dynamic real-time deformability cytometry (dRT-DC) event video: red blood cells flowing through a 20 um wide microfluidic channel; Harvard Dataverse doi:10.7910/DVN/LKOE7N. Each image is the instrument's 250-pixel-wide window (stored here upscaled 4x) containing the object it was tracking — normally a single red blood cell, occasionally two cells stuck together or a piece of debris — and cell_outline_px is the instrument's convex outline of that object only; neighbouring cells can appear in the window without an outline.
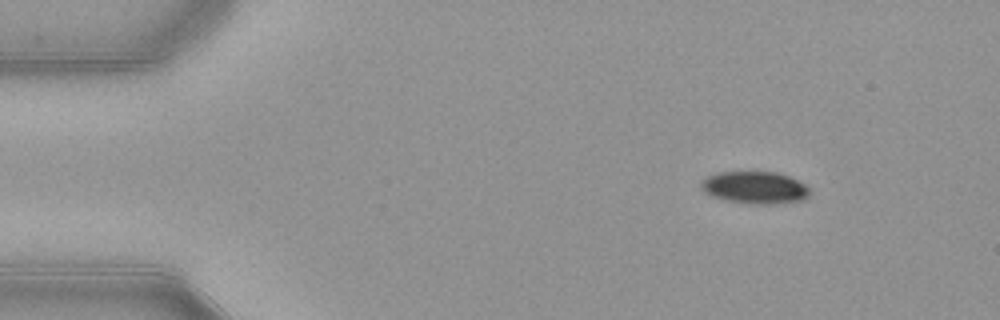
{"species": "common noctule bat (a hibernating species)", "species_latin": "Nyctalus noctula", "temperature_condition": "warm", "stored_images_in_passage": 48, "segment_of_instrument_passage": [1, 2], "camera_frame_rate_fps": 3000, "um_per_image_px": 0.085, "animal": {"sex": "female", "body_mass_g": 21.9}, "frame": {"image": 1, "passage_image": 1, "time_ms": 0.0, "image_size_px": [1000, 320], "cell_outline_px": [[808, 196], [804, 200], [776, 204], [752, 204], [728, 200], [712, 196], [704, 192], [700, 184], [708, 176], [720, 172], [776, 172], [788, 176], [804, 184], [808, 188]], "centroid_in_image_um": [64.17, 15.95], "position_along_channel_um": 20.8, "area_um2": 20.17}}
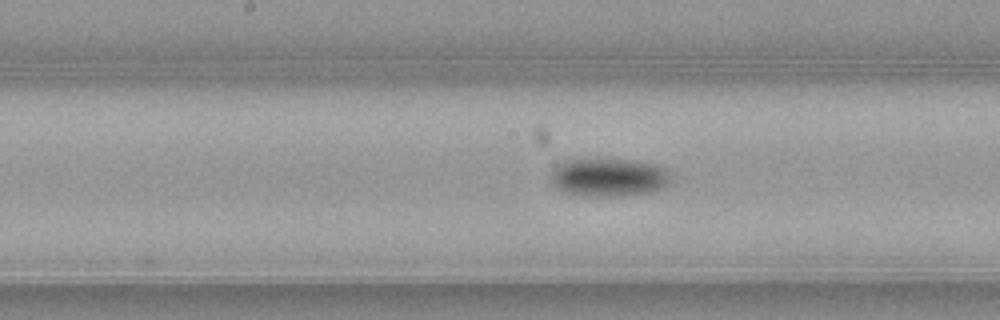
{"frame": {"image": 2, "passage_image": 21, "time_ms": 6.667, "image_size_px": [1000, 320], "cell_outline_px": [[672, 180], [668, 184], [660, 188], [648, 192], [616, 196], [588, 196], [564, 192], [552, 180], [552, 176], [556, 168], [564, 160], [596, 156], [628, 160], [652, 164], [668, 168], [672, 176]], "centroid_in_image_um": [51.79, 15.02], "position_along_channel_um": 196.4, "area_um2": 26.99}}
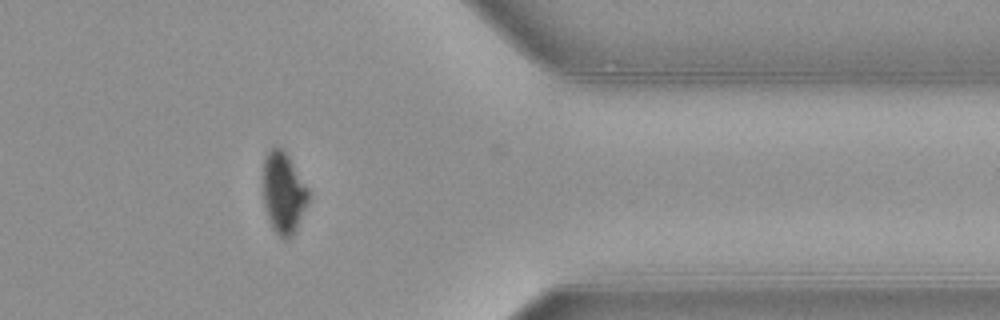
{"frame": {"image": 3, "passage_image": 37, "time_ms": 12.0, "image_size_px": [1000, 320], "cell_outline_px": [[308, 204], [292, 236], [288, 240], [284, 240], [272, 228], [268, 220], [264, 204], [264, 156], [272, 148], [284, 148], [308, 188]], "centroid_in_image_um": [24.1, 16.4], "position_along_channel_um": 387.3, "area_um2": 21.39}}